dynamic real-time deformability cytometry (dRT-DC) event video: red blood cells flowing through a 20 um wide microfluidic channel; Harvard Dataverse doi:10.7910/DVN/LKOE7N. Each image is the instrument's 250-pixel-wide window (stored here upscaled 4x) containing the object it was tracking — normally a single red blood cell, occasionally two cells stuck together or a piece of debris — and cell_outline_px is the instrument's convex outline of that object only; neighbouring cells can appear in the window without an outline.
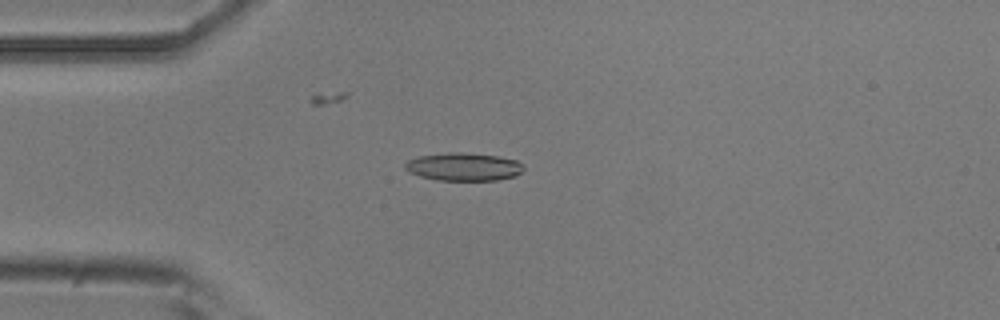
{"species": "common noctule bat (a hibernating species)", "species_latin": "Nyctalus noctula", "temperature_condition": "room temperature", "stored_images_in_passage": 9, "camera_frame_rate_fps": 3000, "um_per_image_px": 0.085, "animal": {"sex": "male", "body_mass_g": 20.5, "forearm_length_mm": 52.5}, "frame": {"image": 1, "passage_image": 3, "time_ms": 2.333, "image_size_px": [1000, 320], "cell_outline_px": [[524, 168], [516, 176], [496, 180], [436, 180], [420, 176], [408, 172], [404, 168], [404, 164], [408, 160], [420, 156], [448, 152], [460, 152], [496, 156], [516, 160], [524, 164]], "centroid_in_image_um": [39.39, 14.18], "position_along_channel_um": 45.6, "area_um2": 19.31}}
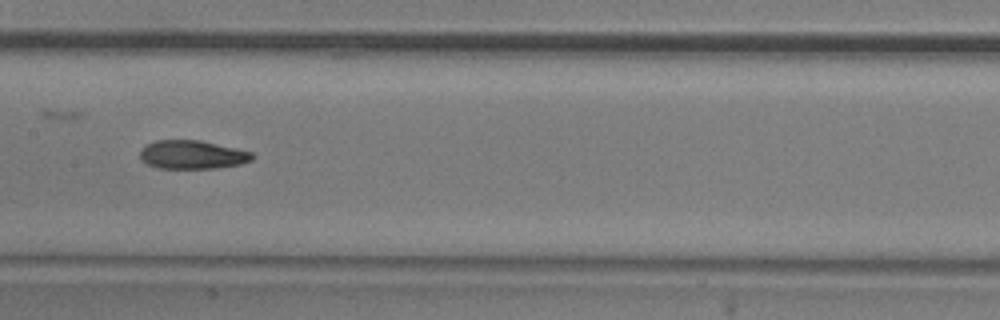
{"frame": {"image": 2, "passage_image": 7, "time_ms": 6.667, "image_size_px": [1000, 320], "cell_outline_px": [[256, 156], [252, 160], [240, 164], [216, 168], [160, 168], [148, 164], [140, 160], [140, 152], [148, 144], [156, 140], [200, 140], [236, 148], [252, 152]], "centroid_in_image_um": [16.38, 13.15], "position_along_channel_um": 191.0, "area_um2": 18.61}}
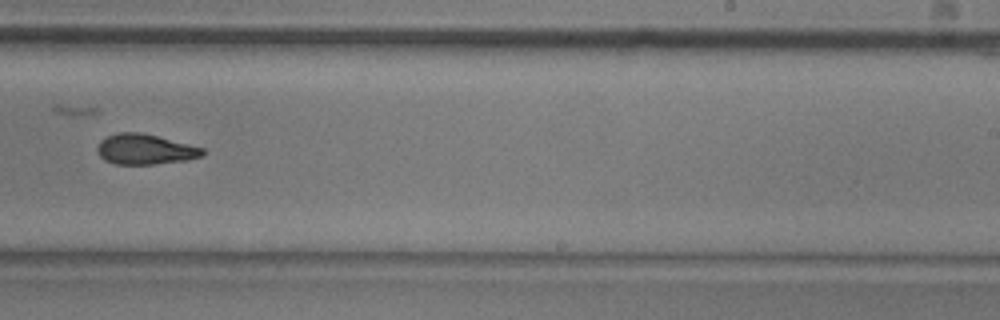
{"frame": {"image": 3, "passage_image": 9, "time_ms": 9.0, "image_size_px": [1000, 320], "cell_outline_px": [[204, 152], [200, 156], [188, 160], [152, 164], [116, 164], [104, 160], [100, 156], [96, 148], [100, 140], [108, 136], [120, 132], [140, 132], [204, 148]], "centroid_in_image_um": [12.3, 12.69], "position_along_channel_um": 276.7, "area_um2": 18.38}}